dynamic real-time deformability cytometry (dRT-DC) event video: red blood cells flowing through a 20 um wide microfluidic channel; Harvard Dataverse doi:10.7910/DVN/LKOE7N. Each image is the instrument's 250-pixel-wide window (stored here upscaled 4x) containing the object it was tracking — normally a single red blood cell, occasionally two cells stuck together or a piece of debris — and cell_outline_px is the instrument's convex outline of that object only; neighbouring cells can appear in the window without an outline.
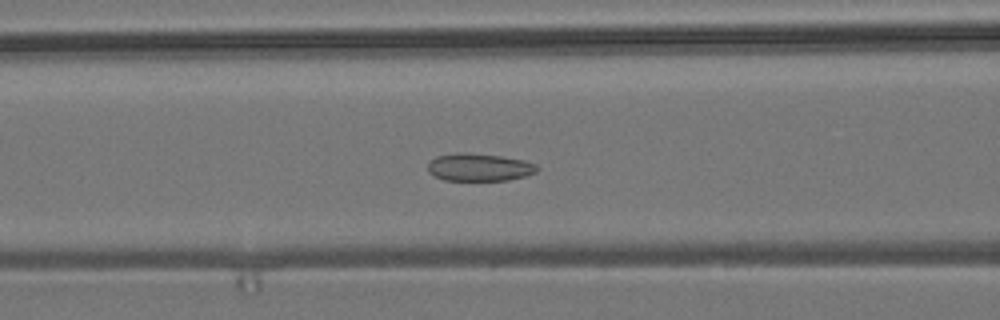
{"species": "common noctule bat (a hibernating species)", "species_latin": "Nyctalus noctula", "temperature_condition": "room temperature", "stored_images_in_passage": 56, "camera_frame_rate_fps": 3000, "um_per_image_px": 0.085, "animal": {"sex": "male", "body_mass_g": 19.2, "forearm_length_mm": 51.8}, "frame": {"image": 1, "passage_image": 22, "time_ms": 7.0, "image_size_px": [1000, 320], "cell_outline_px": [[540, 168], [536, 172], [524, 176], [508, 180], [444, 180], [428, 172], [428, 164], [436, 156], [456, 152], [468, 152], [500, 156], [524, 160], [536, 164]], "centroid_in_image_um": [40.74, 14.2], "position_along_channel_um": 125.9, "area_um2": 17.63}}
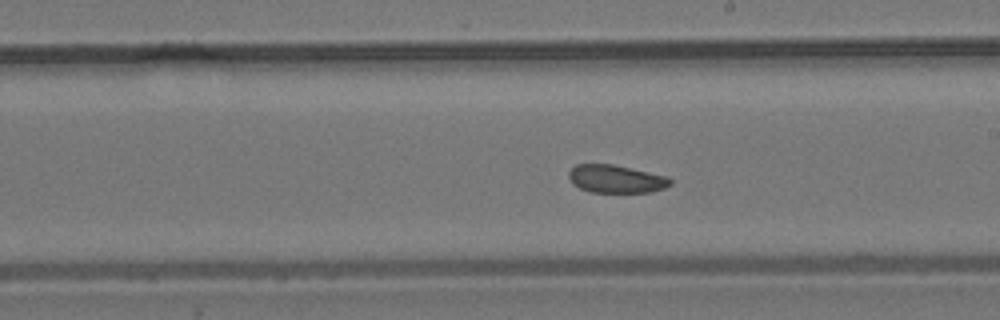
{"frame": {"image": 2, "passage_image": 31, "time_ms": 10.0, "image_size_px": [1000, 320], "cell_outline_px": [[672, 184], [664, 188], [652, 192], [592, 192], [580, 188], [572, 184], [568, 176], [568, 172], [576, 164], [612, 164], [668, 176], [672, 180]], "centroid_in_image_um": [52.37, 15.21], "position_along_channel_um": 236.6, "area_um2": 16.59}}
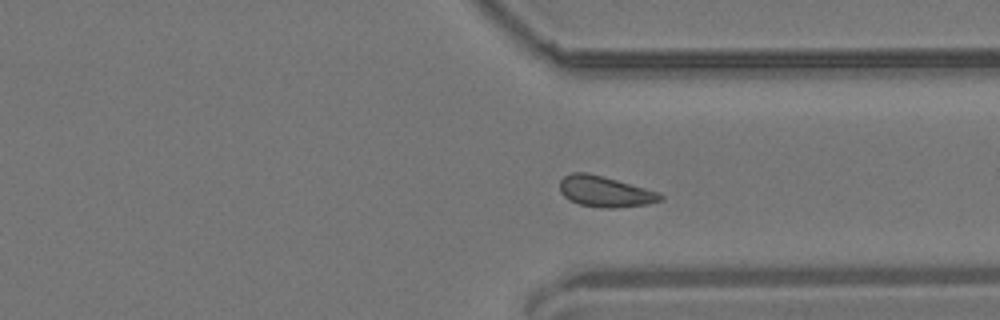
{"frame": {"image": 3, "passage_image": 41, "time_ms": 13.333, "image_size_px": [1000, 320], "cell_outline_px": [[664, 200], [648, 204], [612, 208], [600, 208], [580, 204], [568, 200], [560, 192], [560, 180], [564, 176], [572, 172], [588, 172], [604, 176], [660, 192], [664, 196]], "centroid_in_image_um": [51.44, 16.28], "position_along_channel_um": 360.0, "area_um2": 18.32}, "authors_computed_cell_mechanics": {"area_um2": 17.918, "velocity_mm_per_s": 3.7004, "shape_relaxation_time_tau1_ms": null, "shape_relaxation_time_tau2_ms": 7.8121, "deformation_change_tau1": null, "deformation_change_tau2": 0.1144}}